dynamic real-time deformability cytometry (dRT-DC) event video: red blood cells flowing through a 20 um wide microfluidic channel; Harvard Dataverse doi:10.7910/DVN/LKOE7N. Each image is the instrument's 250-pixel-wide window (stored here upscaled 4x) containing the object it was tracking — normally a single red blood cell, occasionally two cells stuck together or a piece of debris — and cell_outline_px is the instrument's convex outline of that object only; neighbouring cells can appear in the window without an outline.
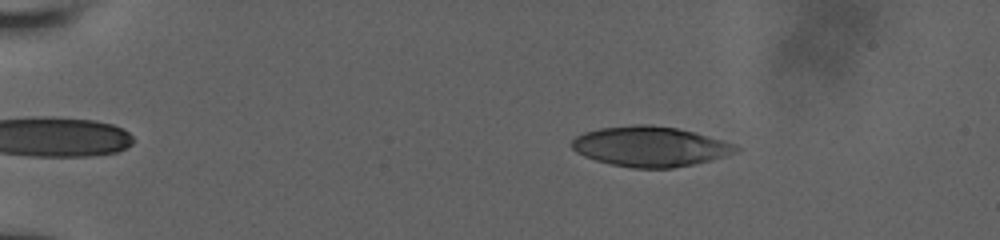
{"species": "human", "species_latin": "Homo sapiens", "temperature_condition": "room temperature", "stored_images_in_passage": 22, "camera_frame_rate_fps": 3000, "um_per_image_px": 0.085, "donor": {"sex": "male"}, "frame": {"image": 1, "passage_image": 4, "time_ms": 1.0, "image_size_px": [1000, 240], "cell_outline_px": [[740, 152], [712, 160], [696, 164], [672, 168], [632, 168], [612, 164], [596, 160], [584, 156], [576, 152], [568, 144], [576, 136], [584, 132], [600, 128], [632, 124], [652, 124], [676, 128], [696, 132], [724, 140], [736, 144], [740, 148]], "centroid_in_image_um": [55.3, 12.45], "position_along_channel_um": 29.7, "area_um2": 38.9}}
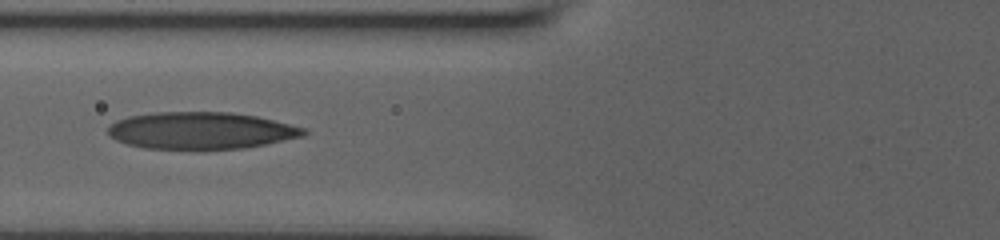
{"frame": {"image": 2, "passage_image": 15, "time_ms": 5.333, "image_size_px": [1000, 240], "cell_outline_px": [[308, 132], [304, 136], [244, 148], [144, 148], [128, 144], [116, 140], [108, 132], [108, 128], [116, 120], [128, 116], [152, 112], [232, 112], [256, 116], [304, 128]], "centroid_in_image_um": [17.06, 11.08], "position_along_channel_um": 108.7, "area_um2": 41.67}}
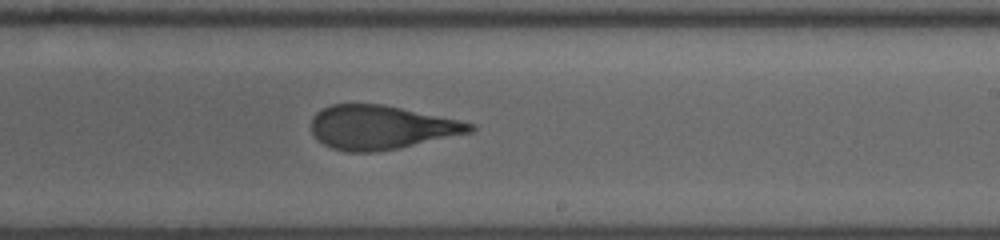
{"frame": {"image": 3, "passage_image": 22, "time_ms": 9.0, "image_size_px": [1000, 240], "cell_outline_px": [[476, 128], [472, 132], [400, 148], [376, 152], [348, 152], [332, 148], [324, 144], [312, 132], [312, 116], [320, 108], [332, 104], [384, 104], [476, 124]], "centroid_in_image_um": [32.39, 10.82], "position_along_channel_um": 256.6, "area_um2": 40.58}}